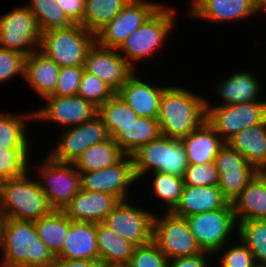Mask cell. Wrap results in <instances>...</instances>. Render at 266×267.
Segmentation results:
<instances>
[{"instance_id": "obj_1", "label": "cell", "mask_w": 266, "mask_h": 267, "mask_svg": "<svg viewBox=\"0 0 266 267\" xmlns=\"http://www.w3.org/2000/svg\"><path fill=\"white\" fill-rule=\"evenodd\" d=\"M0 249V267H51L56 260L34 221L2 218Z\"/></svg>"}, {"instance_id": "obj_2", "label": "cell", "mask_w": 266, "mask_h": 267, "mask_svg": "<svg viewBox=\"0 0 266 267\" xmlns=\"http://www.w3.org/2000/svg\"><path fill=\"white\" fill-rule=\"evenodd\" d=\"M165 86L157 118L161 134L181 140L205 121L204 96L181 85Z\"/></svg>"}, {"instance_id": "obj_3", "label": "cell", "mask_w": 266, "mask_h": 267, "mask_svg": "<svg viewBox=\"0 0 266 267\" xmlns=\"http://www.w3.org/2000/svg\"><path fill=\"white\" fill-rule=\"evenodd\" d=\"M32 170L0 182L2 218L35 221L53 211Z\"/></svg>"}, {"instance_id": "obj_4", "label": "cell", "mask_w": 266, "mask_h": 267, "mask_svg": "<svg viewBox=\"0 0 266 267\" xmlns=\"http://www.w3.org/2000/svg\"><path fill=\"white\" fill-rule=\"evenodd\" d=\"M176 9L163 4L117 49L135 70H139V62L143 64V61L145 63V60L153 58L166 44L169 35L173 34L176 15H178Z\"/></svg>"}, {"instance_id": "obj_5", "label": "cell", "mask_w": 266, "mask_h": 267, "mask_svg": "<svg viewBox=\"0 0 266 267\" xmlns=\"http://www.w3.org/2000/svg\"><path fill=\"white\" fill-rule=\"evenodd\" d=\"M131 157L138 183L144 180L145 175L153 172L184 177L188 167L182 141L163 135L142 145Z\"/></svg>"}, {"instance_id": "obj_6", "label": "cell", "mask_w": 266, "mask_h": 267, "mask_svg": "<svg viewBox=\"0 0 266 267\" xmlns=\"http://www.w3.org/2000/svg\"><path fill=\"white\" fill-rule=\"evenodd\" d=\"M32 159L31 157L30 169L35 168L36 173H32L37 174L38 182L51 208L63 211L81 189L80 173L73 163L55 161L48 154L40 159L41 162L39 159L31 162Z\"/></svg>"}, {"instance_id": "obj_7", "label": "cell", "mask_w": 266, "mask_h": 267, "mask_svg": "<svg viewBox=\"0 0 266 267\" xmlns=\"http://www.w3.org/2000/svg\"><path fill=\"white\" fill-rule=\"evenodd\" d=\"M95 41V35L84 26L73 24L41 32L38 50L60 68L84 66L87 52Z\"/></svg>"}, {"instance_id": "obj_8", "label": "cell", "mask_w": 266, "mask_h": 267, "mask_svg": "<svg viewBox=\"0 0 266 267\" xmlns=\"http://www.w3.org/2000/svg\"><path fill=\"white\" fill-rule=\"evenodd\" d=\"M185 218L201 250L215 257L224 245L237 237L238 224L231 202L224 208Z\"/></svg>"}, {"instance_id": "obj_9", "label": "cell", "mask_w": 266, "mask_h": 267, "mask_svg": "<svg viewBox=\"0 0 266 267\" xmlns=\"http://www.w3.org/2000/svg\"><path fill=\"white\" fill-rule=\"evenodd\" d=\"M205 121L225 141L266 120V101L205 107Z\"/></svg>"}, {"instance_id": "obj_10", "label": "cell", "mask_w": 266, "mask_h": 267, "mask_svg": "<svg viewBox=\"0 0 266 267\" xmlns=\"http://www.w3.org/2000/svg\"><path fill=\"white\" fill-rule=\"evenodd\" d=\"M161 214L154 215L153 242L168 259L203 253L185 217L165 211Z\"/></svg>"}, {"instance_id": "obj_11", "label": "cell", "mask_w": 266, "mask_h": 267, "mask_svg": "<svg viewBox=\"0 0 266 267\" xmlns=\"http://www.w3.org/2000/svg\"><path fill=\"white\" fill-rule=\"evenodd\" d=\"M134 200L137 199L120 201L102 223L137 247L153 241L156 210L138 207Z\"/></svg>"}, {"instance_id": "obj_12", "label": "cell", "mask_w": 266, "mask_h": 267, "mask_svg": "<svg viewBox=\"0 0 266 267\" xmlns=\"http://www.w3.org/2000/svg\"><path fill=\"white\" fill-rule=\"evenodd\" d=\"M41 31L30 9L21 4L0 15V47L24 55L37 51Z\"/></svg>"}, {"instance_id": "obj_13", "label": "cell", "mask_w": 266, "mask_h": 267, "mask_svg": "<svg viewBox=\"0 0 266 267\" xmlns=\"http://www.w3.org/2000/svg\"><path fill=\"white\" fill-rule=\"evenodd\" d=\"M152 1L130 0L118 15L95 35L96 42L107 48L118 49L164 4V2Z\"/></svg>"}, {"instance_id": "obj_14", "label": "cell", "mask_w": 266, "mask_h": 267, "mask_svg": "<svg viewBox=\"0 0 266 267\" xmlns=\"http://www.w3.org/2000/svg\"><path fill=\"white\" fill-rule=\"evenodd\" d=\"M60 131L59 141H56L49 153L46 152L53 160L59 162L74 163L86 149L110 138L98 115L90 121Z\"/></svg>"}, {"instance_id": "obj_15", "label": "cell", "mask_w": 266, "mask_h": 267, "mask_svg": "<svg viewBox=\"0 0 266 267\" xmlns=\"http://www.w3.org/2000/svg\"><path fill=\"white\" fill-rule=\"evenodd\" d=\"M80 176L81 189L108 193L120 201L132 199L131 186L134 187L138 182L130 155H124L117 163L105 169L80 173Z\"/></svg>"}, {"instance_id": "obj_16", "label": "cell", "mask_w": 266, "mask_h": 267, "mask_svg": "<svg viewBox=\"0 0 266 267\" xmlns=\"http://www.w3.org/2000/svg\"><path fill=\"white\" fill-rule=\"evenodd\" d=\"M43 106L33 110V120L58 124L60 129L80 125L92 120L98 114V108L82 97L48 96Z\"/></svg>"}, {"instance_id": "obj_17", "label": "cell", "mask_w": 266, "mask_h": 267, "mask_svg": "<svg viewBox=\"0 0 266 267\" xmlns=\"http://www.w3.org/2000/svg\"><path fill=\"white\" fill-rule=\"evenodd\" d=\"M214 162L219 172L218 186L231 203L259 172L227 143L219 150Z\"/></svg>"}, {"instance_id": "obj_18", "label": "cell", "mask_w": 266, "mask_h": 267, "mask_svg": "<svg viewBox=\"0 0 266 267\" xmlns=\"http://www.w3.org/2000/svg\"><path fill=\"white\" fill-rule=\"evenodd\" d=\"M84 70L97 76L115 92L136 71L117 49L101 46L96 41L87 52Z\"/></svg>"}, {"instance_id": "obj_19", "label": "cell", "mask_w": 266, "mask_h": 267, "mask_svg": "<svg viewBox=\"0 0 266 267\" xmlns=\"http://www.w3.org/2000/svg\"><path fill=\"white\" fill-rule=\"evenodd\" d=\"M186 15L213 23L246 21L255 15V0H190Z\"/></svg>"}, {"instance_id": "obj_20", "label": "cell", "mask_w": 266, "mask_h": 267, "mask_svg": "<svg viewBox=\"0 0 266 267\" xmlns=\"http://www.w3.org/2000/svg\"><path fill=\"white\" fill-rule=\"evenodd\" d=\"M221 82L214 85L216 94L219 95V103L214 104L210 102L207 97L204 96L205 107L212 105H230L237 103H246L253 101H266V99L260 100V93L263 92L262 81L255 76L252 71H236L230 73L227 78H223ZM262 89V90H261ZM221 103V104H220Z\"/></svg>"}, {"instance_id": "obj_21", "label": "cell", "mask_w": 266, "mask_h": 267, "mask_svg": "<svg viewBox=\"0 0 266 267\" xmlns=\"http://www.w3.org/2000/svg\"><path fill=\"white\" fill-rule=\"evenodd\" d=\"M141 78L136 70L116 93L139 117L158 118L160 99L166 87Z\"/></svg>"}, {"instance_id": "obj_22", "label": "cell", "mask_w": 266, "mask_h": 267, "mask_svg": "<svg viewBox=\"0 0 266 267\" xmlns=\"http://www.w3.org/2000/svg\"><path fill=\"white\" fill-rule=\"evenodd\" d=\"M119 202L114 195L80 189L63 212L72 221L100 223Z\"/></svg>"}, {"instance_id": "obj_23", "label": "cell", "mask_w": 266, "mask_h": 267, "mask_svg": "<svg viewBox=\"0 0 266 267\" xmlns=\"http://www.w3.org/2000/svg\"><path fill=\"white\" fill-rule=\"evenodd\" d=\"M58 259L100 261L97 247L96 223L72 221Z\"/></svg>"}, {"instance_id": "obj_24", "label": "cell", "mask_w": 266, "mask_h": 267, "mask_svg": "<svg viewBox=\"0 0 266 267\" xmlns=\"http://www.w3.org/2000/svg\"><path fill=\"white\" fill-rule=\"evenodd\" d=\"M59 71L60 67L39 50L26 55L24 81L42 99L54 94Z\"/></svg>"}, {"instance_id": "obj_25", "label": "cell", "mask_w": 266, "mask_h": 267, "mask_svg": "<svg viewBox=\"0 0 266 267\" xmlns=\"http://www.w3.org/2000/svg\"><path fill=\"white\" fill-rule=\"evenodd\" d=\"M228 203L229 201L223 196L219 186L185 185L180 201L171 212L181 217H189L224 208Z\"/></svg>"}, {"instance_id": "obj_26", "label": "cell", "mask_w": 266, "mask_h": 267, "mask_svg": "<svg viewBox=\"0 0 266 267\" xmlns=\"http://www.w3.org/2000/svg\"><path fill=\"white\" fill-rule=\"evenodd\" d=\"M237 223L266 219V172H258L232 202Z\"/></svg>"}, {"instance_id": "obj_27", "label": "cell", "mask_w": 266, "mask_h": 267, "mask_svg": "<svg viewBox=\"0 0 266 267\" xmlns=\"http://www.w3.org/2000/svg\"><path fill=\"white\" fill-rule=\"evenodd\" d=\"M181 141L188 165L214 162L219 150L226 143L206 121Z\"/></svg>"}, {"instance_id": "obj_28", "label": "cell", "mask_w": 266, "mask_h": 267, "mask_svg": "<svg viewBox=\"0 0 266 267\" xmlns=\"http://www.w3.org/2000/svg\"><path fill=\"white\" fill-rule=\"evenodd\" d=\"M226 143L259 172L266 171V120L240 131Z\"/></svg>"}, {"instance_id": "obj_29", "label": "cell", "mask_w": 266, "mask_h": 267, "mask_svg": "<svg viewBox=\"0 0 266 267\" xmlns=\"http://www.w3.org/2000/svg\"><path fill=\"white\" fill-rule=\"evenodd\" d=\"M159 121L157 118L139 117L135 122L124 126L113 136L125 155H132L142 145L161 136Z\"/></svg>"}, {"instance_id": "obj_30", "label": "cell", "mask_w": 266, "mask_h": 267, "mask_svg": "<svg viewBox=\"0 0 266 267\" xmlns=\"http://www.w3.org/2000/svg\"><path fill=\"white\" fill-rule=\"evenodd\" d=\"M97 247L102 264L127 266L134 245L116 234L102 222L96 223Z\"/></svg>"}, {"instance_id": "obj_31", "label": "cell", "mask_w": 266, "mask_h": 267, "mask_svg": "<svg viewBox=\"0 0 266 267\" xmlns=\"http://www.w3.org/2000/svg\"><path fill=\"white\" fill-rule=\"evenodd\" d=\"M33 120V111L21 114L0 113V147L4 149H31L33 145L28 137V125Z\"/></svg>"}, {"instance_id": "obj_32", "label": "cell", "mask_w": 266, "mask_h": 267, "mask_svg": "<svg viewBox=\"0 0 266 267\" xmlns=\"http://www.w3.org/2000/svg\"><path fill=\"white\" fill-rule=\"evenodd\" d=\"M124 155L110 137L86 149L73 164L79 173L97 171L117 163Z\"/></svg>"}, {"instance_id": "obj_33", "label": "cell", "mask_w": 266, "mask_h": 267, "mask_svg": "<svg viewBox=\"0 0 266 267\" xmlns=\"http://www.w3.org/2000/svg\"><path fill=\"white\" fill-rule=\"evenodd\" d=\"M38 236L57 257L63 249L65 238L70 227V218L59 210L34 221Z\"/></svg>"}, {"instance_id": "obj_34", "label": "cell", "mask_w": 266, "mask_h": 267, "mask_svg": "<svg viewBox=\"0 0 266 267\" xmlns=\"http://www.w3.org/2000/svg\"><path fill=\"white\" fill-rule=\"evenodd\" d=\"M130 0H85V12L82 21L92 34L96 35L112 21Z\"/></svg>"}, {"instance_id": "obj_35", "label": "cell", "mask_w": 266, "mask_h": 267, "mask_svg": "<svg viewBox=\"0 0 266 267\" xmlns=\"http://www.w3.org/2000/svg\"><path fill=\"white\" fill-rule=\"evenodd\" d=\"M153 178H152V177ZM147 177V178H146ZM148 177H150L148 179ZM150 181V193H153L154 198L161 200V205L165 212H171L182 196L183 188L185 186L184 178L168 173L153 172L144 176Z\"/></svg>"}, {"instance_id": "obj_36", "label": "cell", "mask_w": 266, "mask_h": 267, "mask_svg": "<svg viewBox=\"0 0 266 267\" xmlns=\"http://www.w3.org/2000/svg\"><path fill=\"white\" fill-rule=\"evenodd\" d=\"M97 115L102 119L110 137L139 118L117 93L98 108Z\"/></svg>"}, {"instance_id": "obj_37", "label": "cell", "mask_w": 266, "mask_h": 267, "mask_svg": "<svg viewBox=\"0 0 266 267\" xmlns=\"http://www.w3.org/2000/svg\"><path fill=\"white\" fill-rule=\"evenodd\" d=\"M25 5L35 16L41 32L73 25L56 0H29Z\"/></svg>"}, {"instance_id": "obj_38", "label": "cell", "mask_w": 266, "mask_h": 267, "mask_svg": "<svg viewBox=\"0 0 266 267\" xmlns=\"http://www.w3.org/2000/svg\"><path fill=\"white\" fill-rule=\"evenodd\" d=\"M237 224V237L247 245L258 266L266 265V219L248 220Z\"/></svg>"}, {"instance_id": "obj_39", "label": "cell", "mask_w": 266, "mask_h": 267, "mask_svg": "<svg viewBox=\"0 0 266 267\" xmlns=\"http://www.w3.org/2000/svg\"><path fill=\"white\" fill-rule=\"evenodd\" d=\"M30 149L0 147V182L23 175L30 169Z\"/></svg>"}, {"instance_id": "obj_40", "label": "cell", "mask_w": 266, "mask_h": 267, "mask_svg": "<svg viewBox=\"0 0 266 267\" xmlns=\"http://www.w3.org/2000/svg\"><path fill=\"white\" fill-rule=\"evenodd\" d=\"M236 244L228 242L216 254L219 258L217 267H257L252 252L247 245L239 238L236 239ZM238 242V243H237ZM228 248V249H227ZM221 253V255H220ZM215 266V267H216Z\"/></svg>"}, {"instance_id": "obj_41", "label": "cell", "mask_w": 266, "mask_h": 267, "mask_svg": "<svg viewBox=\"0 0 266 267\" xmlns=\"http://www.w3.org/2000/svg\"><path fill=\"white\" fill-rule=\"evenodd\" d=\"M116 92L104 81L85 70L79 84L77 95L99 108Z\"/></svg>"}, {"instance_id": "obj_42", "label": "cell", "mask_w": 266, "mask_h": 267, "mask_svg": "<svg viewBox=\"0 0 266 267\" xmlns=\"http://www.w3.org/2000/svg\"><path fill=\"white\" fill-rule=\"evenodd\" d=\"M168 263L169 259L151 241L146 245L134 247L127 267H168Z\"/></svg>"}, {"instance_id": "obj_43", "label": "cell", "mask_w": 266, "mask_h": 267, "mask_svg": "<svg viewBox=\"0 0 266 267\" xmlns=\"http://www.w3.org/2000/svg\"><path fill=\"white\" fill-rule=\"evenodd\" d=\"M26 55L0 47V84L21 76L25 78Z\"/></svg>"}, {"instance_id": "obj_44", "label": "cell", "mask_w": 266, "mask_h": 267, "mask_svg": "<svg viewBox=\"0 0 266 267\" xmlns=\"http://www.w3.org/2000/svg\"><path fill=\"white\" fill-rule=\"evenodd\" d=\"M183 178L185 185L189 186H218L219 172L215 162L202 165L192 164L188 165Z\"/></svg>"}, {"instance_id": "obj_45", "label": "cell", "mask_w": 266, "mask_h": 267, "mask_svg": "<svg viewBox=\"0 0 266 267\" xmlns=\"http://www.w3.org/2000/svg\"><path fill=\"white\" fill-rule=\"evenodd\" d=\"M84 66L61 67L58 75V83L53 95L76 96L83 75Z\"/></svg>"}, {"instance_id": "obj_46", "label": "cell", "mask_w": 266, "mask_h": 267, "mask_svg": "<svg viewBox=\"0 0 266 267\" xmlns=\"http://www.w3.org/2000/svg\"><path fill=\"white\" fill-rule=\"evenodd\" d=\"M211 257L212 254L203 252L195 256L173 258L169 259L168 267H214L211 263H214V258Z\"/></svg>"}, {"instance_id": "obj_47", "label": "cell", "mask_w": 266, "mask_h": 267, "mask_svg": "<svg viewBox=\"0 0 266 267\" xmlns=\"http://www.w3.org/2000/svg\"><path fill=\"white\" fill-rule=\"evenodd\" d=\"M56 3L73 24L82 25L85 12V0H56Z\"/></svg>"}, {"instance_id": "obj_48", "label": "cell", "mask_w": 266, "mask_h": 267, "mask_svg": "<svg viewBox=\"0 0 266 267\" xmlns=\"http://www.w3.org/2000/svg\"><path fill=\"white\" fill-rule=\"evenodd\" d=\"M101 264L100 261L56 258L51 267H100Z\"/></svg>"}, {"instance_id": "obj_49", "label": "cell", "mask_w": 266, "mask_h": 267, "mask_svg": "<svg viewBox=\"0 0 266 267\" xmlns=\"http://www.w3.org/2000/svg\"><path fill=\"white\" fill-rule=\"evenodd\" d=\"M262 12V13H261ZM266 13V0H255V15Z\"/></svg>"}, {"instance_id": "obj_50", "label": "cell", "mask_w": 266, "mask_h": 267, "mask_svg": "<svg viewBox=\"0 0 266 267\" xmlns=\"http://www.w3.org/2000/svg\"><path fill=\"white\" fill-rule=\"evenodd\" d=\"M100 267H127L123 265H108V264H101Z\"/></svg>"}, {"instance_id": "obj_51", "label": "cell", "mask_w": 266, "mask_h": 267, "mask_svg": "<svg viewBox=\"0 0 266 267\" xmlns=\"http://www.w3.org/2000/svg\"><path fill=\"white\" fill-rule=\"evenodd\" d=\"M1 222H2V216H1V212H0V227H1Z\"/></svg>"}, {"instance_id": "obj_52", "label": "cell", "mask_w": 266, "mask_h": 267, "mask_svg": "<svg viewBox=\"0 0 266 267\" xmlns=\"http://www.w3.org/2000/svg\"><path fill=\"white\" fill-rule=\"evenodd\" d=\"M257 267H266V265H259V266H257Z\"/></svg>"}]
</instances>
